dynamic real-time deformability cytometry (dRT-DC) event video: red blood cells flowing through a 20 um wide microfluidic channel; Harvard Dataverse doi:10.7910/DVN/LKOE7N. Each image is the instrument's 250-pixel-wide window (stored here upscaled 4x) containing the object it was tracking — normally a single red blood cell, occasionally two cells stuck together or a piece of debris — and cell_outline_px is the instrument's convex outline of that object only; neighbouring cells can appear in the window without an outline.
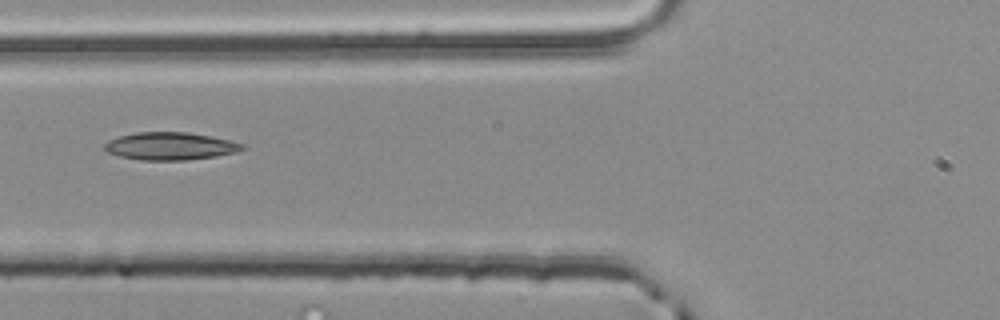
{"species": "common noctule bat (a hibernating species)", "species_latin": "Nyctalus noctula", "temperature_condition": "room temperature", "stored_images_in_passage": 4, "camera_frame_rate_fps": 3000, "um_per_image_px": 0.085, "animal": {"sex": "male", "body_mass_g": 20.4}, "frame": {"image": 1, "passage_image": 4, "time_ms": 1.0, "image_size_px": [1000, 320], "cell_outline_px": [[244, 148], [236, 152], [216, 156], [188, 160], [140, 160], [120, 156], [108, 152], [104, 148], [104, 144], [108, 140], [120, 136], [136, 132], [188, 132], [228, 140], [244, 144]], "centroid_in_image_um": [14.44, 12.42], "position_along_channel_um": 111.4, "area_um2": 22.02}}